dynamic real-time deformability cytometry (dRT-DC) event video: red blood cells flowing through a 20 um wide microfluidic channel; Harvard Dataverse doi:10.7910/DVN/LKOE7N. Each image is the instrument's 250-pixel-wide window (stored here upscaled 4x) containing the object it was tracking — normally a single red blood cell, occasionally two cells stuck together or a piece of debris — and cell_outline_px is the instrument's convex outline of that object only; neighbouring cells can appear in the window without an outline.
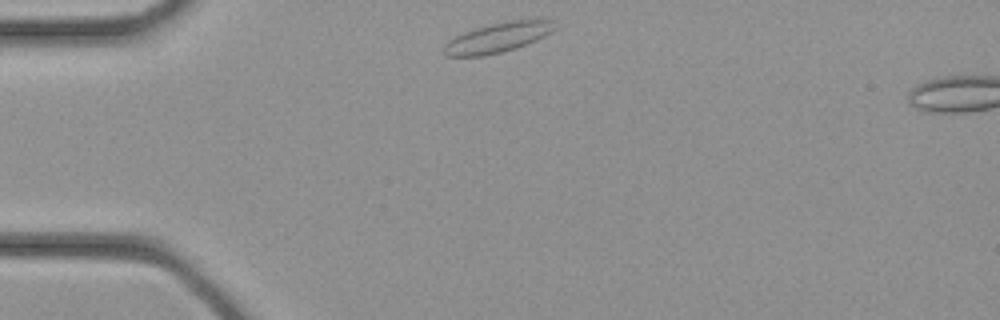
{"species": "common noctule bat (a hibernating species)", "species_latin": "Nyctalus noctula", "temperature_condition": "cold", "stored_images_in_passage": 3, "camera_frame_rate_fps": 3000, "um_per_image_px": 0.085, "animal": {"sex": "female", "body_mass_g": 21.9}, "frame": {"image": 1, "passage_image": 1, "time_ms": 0.0, "image_size_px": [1000, 320], "cell_outline_px": [[556, 28], [552, 32], [536, 40], [516, 48], [500, 52], [480, 56], [444, 56], [440, 52], [444, 44], [448, 40], [464, 32], [476, 28], [504, 20], [552, 20]], "centroid_in_image_um": [42.25, 3.2], "position_along_channel_um": 42.7, "area_um2": 19.25}}